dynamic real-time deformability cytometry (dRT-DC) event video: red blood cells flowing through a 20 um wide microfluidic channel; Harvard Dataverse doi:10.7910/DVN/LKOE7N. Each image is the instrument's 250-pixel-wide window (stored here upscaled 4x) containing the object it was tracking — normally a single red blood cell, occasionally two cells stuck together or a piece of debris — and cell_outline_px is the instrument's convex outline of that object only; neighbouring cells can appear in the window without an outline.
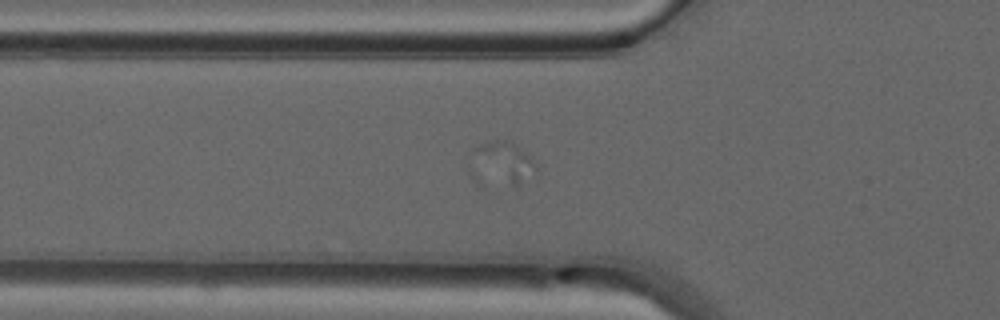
{"species": "common noctule bat (a hibernating species)", "species_latin": "Nyctalus noctula", "temperature_condition": "warm", "stored_images_in_passage": 32, "camera_frame_rate_fps": 3000, "um_per_image_px": 0.085, "animal": {"sex": "male", "forearm_length_mm": 52.5}, "frame": {"image": 1, "passage_image": 3, "time_ms": 0.667, "image_size_px": [1000, 320], "cell_outline_px": [[536, 172], [516, 184], [512, 184], [472, 148], [480, 144], [492, 140], [508, 140], [516, 144], [536, 164]], "centroid_in_image_um": [43.12, 13.57], "position_along_channel_um": 82.7, "area_um2": 11.62}}
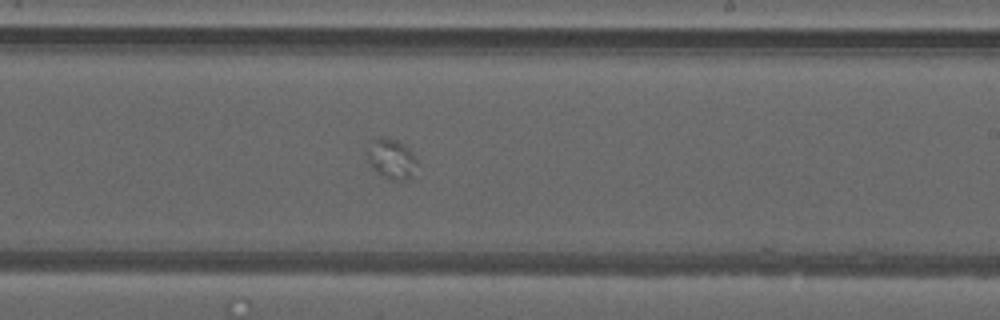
{"frame": {"image": 2, "passage_image": 16, "time_ms": 5.0, "image_size_px": [1000, 320], "cell_outline_px": [[416, 160], [412, 176], [408, 180], [388, 180], [380, 176], [368, 164], [368, 152], [372, 140], [380, 136], [396, 140], [404, 144], [412, 152]], "centroid_in_image_um": [33.25, 13.53], "position_along_channel_um": 255.7, "area_um2": 11.62}}
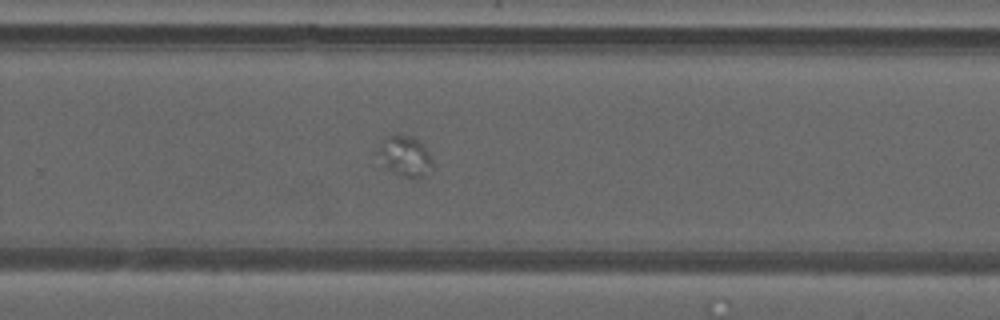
{"frame": {"image": 3, "passage_image": 19, "time_ms": 6.0, "image_size_px": [1000, 320], "cell_outline_px": [[432, 164], [420, 176], [400, 176], [392, 172], [384, 164], [376, 152], [380, 144], [388, 136], [412, 136], [428, 152], [432, 160]], "centroid_in_image_um": [34.36, 13.25], "position_along_channel_um": 295.4, "area_um2": 11.96}}